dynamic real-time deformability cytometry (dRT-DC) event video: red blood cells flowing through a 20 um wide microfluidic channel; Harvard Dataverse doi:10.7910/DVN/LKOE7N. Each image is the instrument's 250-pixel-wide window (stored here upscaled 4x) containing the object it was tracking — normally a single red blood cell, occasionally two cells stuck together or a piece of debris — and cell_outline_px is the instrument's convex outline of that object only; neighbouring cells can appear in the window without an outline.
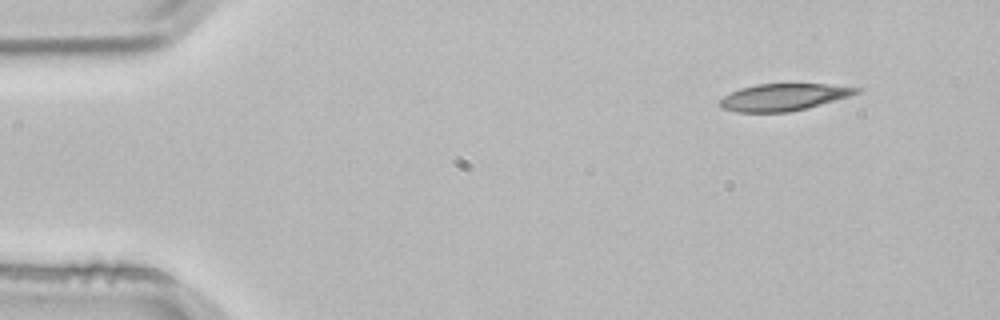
{"species": "common noctule bat (a hibernating species)", "species_latin": "Nyctalus noctula", "temperature_condition": "room temperature", "stored_images_in_passage": 4, "segment_of_instrument_passage": [1, 2], "camera_frame_rate_fps": 3000, "um_per_image_px": 0.085, "animal": {"sex": "male", "body_mass_g": 21.5, "forearm_length_mm": 52.0}, "frame": {"image": 1, "passage_image": 1, "time_ms": 0.0, "image_size_px": [1000, 320], "cell_outline_px": [[864, 88], [860, 92], [848, 96], [820, 104], [788, 112], [736, 112], [724, 108], [720, 104], [720, 100], [724, 96], [740, 88], [756, 84], [824, 84]], "centroid_in_image_um": [66.6, 8.25], "position_along_channel_um": 18.4, "area_um2": 21.1}}
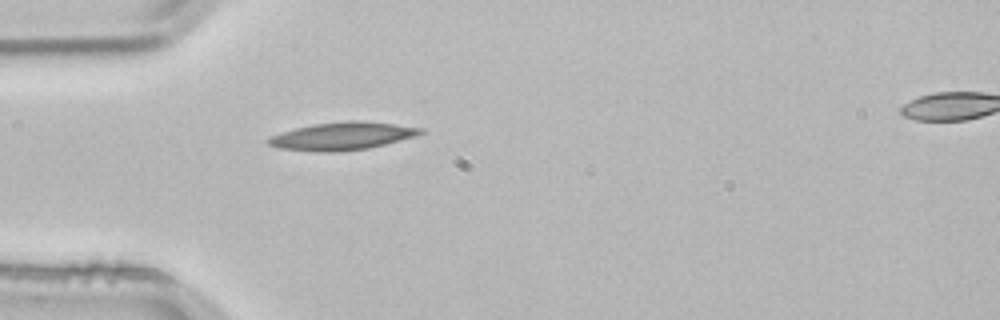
{"frame": {"image": 2, "passage_image": 3, "time_ms": 0.667, "image_size_px": [1000, 320], "cell_outline_px": [[424, 132], [416, 136], [368, 148], [336, 152], [320, 152], [280, 148], [268, 144], [268, 140], [272, 136], [296, 128], [312, 124], [344, 120], [364, 120], [424, 128]], "centroid_in_image_um": [29.14, 11.55], "position_along_channel_um": 55.9, "area_um2": 24.51}}